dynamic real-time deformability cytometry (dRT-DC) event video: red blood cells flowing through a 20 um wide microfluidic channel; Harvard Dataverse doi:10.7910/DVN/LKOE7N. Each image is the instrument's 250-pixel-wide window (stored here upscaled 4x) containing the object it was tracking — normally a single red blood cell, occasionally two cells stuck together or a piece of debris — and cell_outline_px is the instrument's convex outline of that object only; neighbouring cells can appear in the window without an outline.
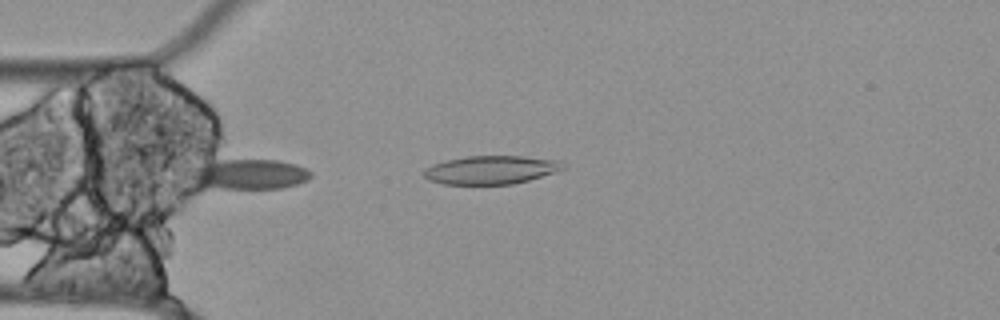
{"species": "Egyptian fruit bat (a non-hibernating species)", "species_latin": "Rousettus aegyptiacus", "temperature_condition": "cold", "stored_images_in_passage": 14, "camera_frame_rate_fps": 3000, "um_per_image_px": 0.085, "animal": {"sex": "female"}, "frame": {"image": 1, "passage_image": 12, "time_ms": 3.667, "image_size_px": [1000, 320], "cell_outline_px": [[312, 176], [308, 180], [296, 184], [280, 188], [196, 188], [184, 180], [180, 172], [180, 168], [220, 160], [276, 160], [296, 164], [312, 172]], "centroid_in_image_um": [20.83, 14.82], "position_along_channel_um": 64.2, "area_um2": 22.6}}